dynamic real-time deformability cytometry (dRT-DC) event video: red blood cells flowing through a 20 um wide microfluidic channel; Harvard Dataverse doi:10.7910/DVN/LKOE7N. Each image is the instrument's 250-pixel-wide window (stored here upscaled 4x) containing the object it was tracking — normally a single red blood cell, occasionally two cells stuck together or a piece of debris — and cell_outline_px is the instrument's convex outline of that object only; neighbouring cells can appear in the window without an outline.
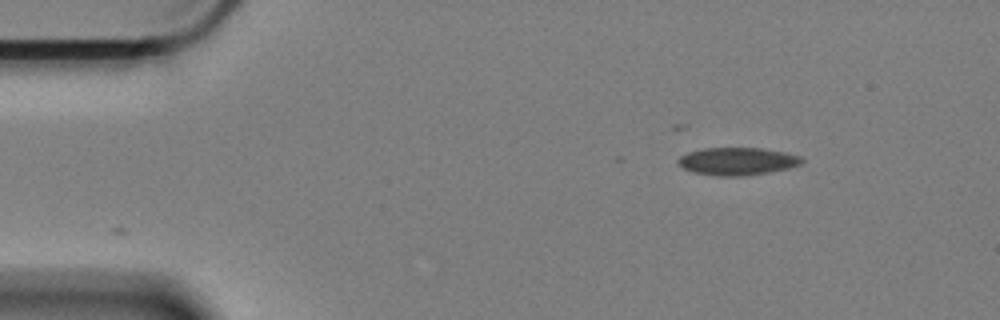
{"species": "Egyptian fruit bat (a non-hibernating species)", "species_latin": "Rousettus aegyptiacus", "temperature_condition": "cold", "stored_images_in_passage": 24, "camera_frame_rate_fps": 3000, "um_per_image_px": 0.085, "animal": {"sex": "female"}, "frame": {"image": 1, "passage_image": 1, "time_ms": 0.0, "image_size_px": [1000, 320], "cell_outline_px": [[804, 160], [800, 164], [788, 168], [768, 172], [744, 176], [720, 176], [696, 172], [684, 168], [676, 164], [676, 160], [680, 156], [688, 152], [704, 148], [760, 148], [784, 152], [800, 156]], "centroid_in_image_um": [62.65, 13.7], "position_along_channel_um": 22.4, "area_um2": 19.77}}
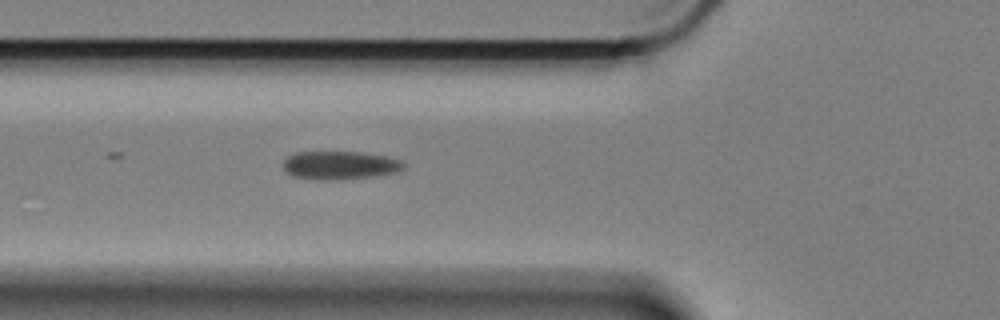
{"frame": {"image": 2, "passage_image": 14, "time_ms": 4.333, "image_size_px": [1000, 320], "cell_outline_px": [[404, 168], [392, 172], [368, 176], [340, 180], [320, 180], [292, 176], [284, 168], [284, 160], [288, 156], [296, 152], [364, 152], [384, 156], [400, 160], [404, 164]], "centroid_in_image_um": [28.84, 14.04], "position_along_channel_um": 97.0, "area_um2": 19.54}}
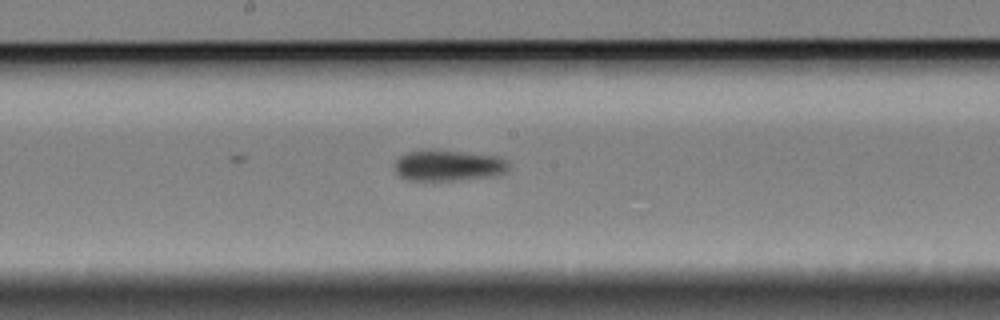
{"frame": {"image": 3, "passage_image": 24, "time_ms": 7.667, "image_size_px": [1000, 320], "cell_outline_px": [[508, 168], [504, 172], [492, 176], [456, 180], [408, 180], [400, 176], [396, 172], [396, 160], [400, 156], [408, 152], [432, 148], [500, 156], [508, 164]], "centroid_in_image_um": [38.09, 14.04], "position_along_channel_um": 210.1, "area_um2": 20.63}}